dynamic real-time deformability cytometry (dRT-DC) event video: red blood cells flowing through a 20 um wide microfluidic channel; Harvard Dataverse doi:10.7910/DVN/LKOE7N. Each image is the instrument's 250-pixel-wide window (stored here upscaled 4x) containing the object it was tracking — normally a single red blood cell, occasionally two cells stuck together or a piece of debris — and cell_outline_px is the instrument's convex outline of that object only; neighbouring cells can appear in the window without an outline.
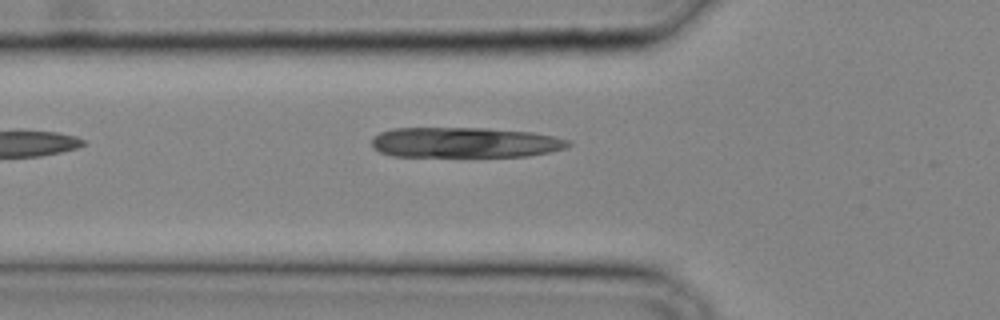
{"species": "common noctule bat (a hibernating species)", "species_latin": "Nyctalus noctula", "temperature_condition": "cold", "stored_images_in_passage": 6, "camera_frame_rate_fps": 3000, "um_per_image_px": 0.085, "animal": {"sex": "male", "body_mass_g": 20.4}, "frame": {"image": 1, "passage_image": 3, "time_ms": 0.667, "image_size_px": [1000, 320], "cell_outline_px": [[572, 144], [564, 148], [552, 152], [528, 156], [392, 156], [380, 152], [372, 148], [372, 140], [380, 132], [392, 128], [484, 128], [532, 132], [556, 136], [568, 140]], "centroid_in_image_um": [39.53, 12.11], "position_along_channel_um": 86.3, "area_um2": 34.85}}